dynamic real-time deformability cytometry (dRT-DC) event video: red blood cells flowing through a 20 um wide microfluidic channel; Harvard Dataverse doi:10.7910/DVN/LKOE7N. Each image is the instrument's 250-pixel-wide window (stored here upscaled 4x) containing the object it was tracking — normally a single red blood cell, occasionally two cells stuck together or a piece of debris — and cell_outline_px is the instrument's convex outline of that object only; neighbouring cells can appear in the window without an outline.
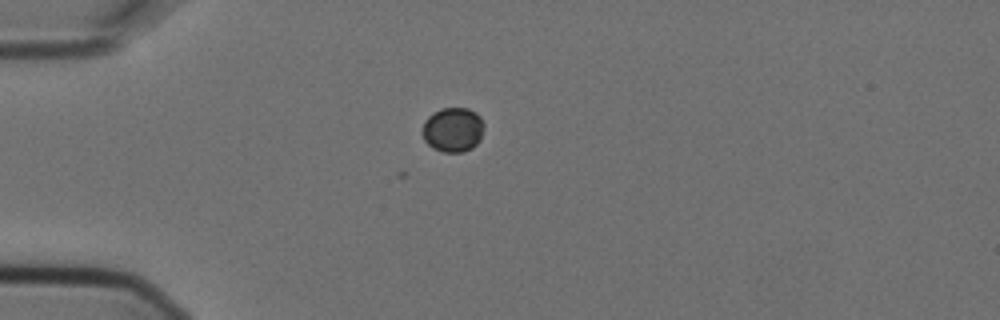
{"species": "Egyptian fruit bat (a non-hibernating species)", "species_latin": "Rousettus aegyptiacus", "temperature_condition": "cold", "stored_images_in_passage": 2, "camera_frame_rate_fps": 3000, "um_per_image_px": 0.085, "animal": {"sex": "female"}, "frame": {"image": 1, "passage_image": 2, "time_ms": 0.333, "image_size_px": [1000, 320], "cell_outline_px": [[484, 128], [480, 140], [472, 148], [464, 152], [444, 152], [432, 148], [424, 140], [424, 120], [432, 112], [440, 108], [468, 108], [476, 112], [480, 116], [484, 124]], "centroid_in_image_um": [38.52, 11.01], "position_along_channel_um": 46.5, "area_um2": 16.13}}